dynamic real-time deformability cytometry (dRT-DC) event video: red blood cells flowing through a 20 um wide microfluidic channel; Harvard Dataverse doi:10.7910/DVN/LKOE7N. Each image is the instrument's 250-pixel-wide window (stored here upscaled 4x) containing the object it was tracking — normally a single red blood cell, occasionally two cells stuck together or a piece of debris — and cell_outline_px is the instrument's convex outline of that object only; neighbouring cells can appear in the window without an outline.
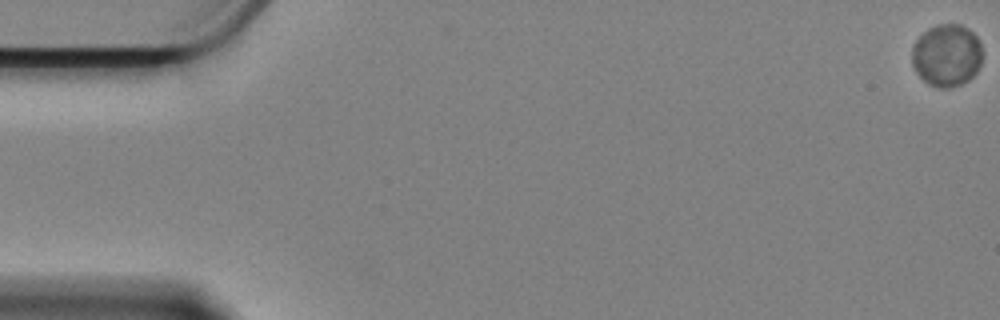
{"species": "Egyptian fruit bat (a non-hibernating species)", "species_latin": "Rousettus aegyptiacus", "temperature_condition": "cold", "stored_images_in_passage": 15, "camera_frame_rate_fps": 3000, "um_per_image_px": 0.085, "animal": {"sex": "female"}, "frame": {"image": 1, "passage_image": 1, "time_ms": 0.0, "image_size_px": [1000, 320], "cell_outline_px": [[980, 64], [976, 72], [968, 80], [960, 84], [948, 88], [940, 88], [928, 84], [916, 72], [912, 64], [912, 48], [916, 40], [928, 28], [936, 24], [960, 24], [968, 28], [976, 36], [980, 44]], "centroid_in_image_um": [80.45, 4.69], "position_along_channel_um": 4.6, "area_um2": 25.43}}